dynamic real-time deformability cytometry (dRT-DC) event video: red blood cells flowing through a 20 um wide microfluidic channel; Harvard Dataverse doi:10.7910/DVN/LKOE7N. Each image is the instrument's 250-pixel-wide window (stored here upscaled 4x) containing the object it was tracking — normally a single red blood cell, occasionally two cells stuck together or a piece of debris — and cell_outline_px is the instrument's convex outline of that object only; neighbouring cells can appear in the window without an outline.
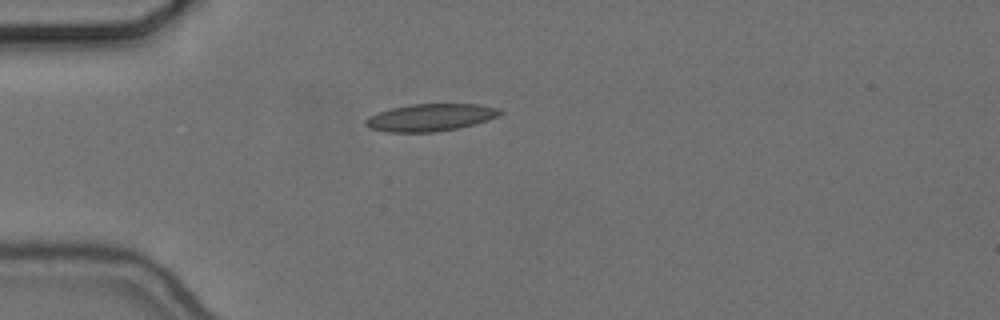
{"species": "common noctule bat (a hibernating species)", "species_latin": "Nyctalus noctula", "temperature_condition": "cold", "stored_images_in_passage": 42, "camera_frame_rate_fps": 3000, "um_per_image_px": 0.085, "animal": {"sex": "female", "body_mass_g": 24.6, "forearm_length_mm": 56.2}, "frame": {"image": 1, "passage_image": 1, "time_ms": 0.0, "image_size_px": [1000, 320], "cell_outline_px": [[504, 112], [488, 120], [460, 128], [436, 132], [388, 132], [368, 128], [364, 124], [364, 120], [368, 116], [392, 108], [408, 104], [480, 104], [496, 108]], "centroid_in_image_um": [36.56, 9.99], "position_along_channel_um": 48.4, "area_um2": 21.44}}
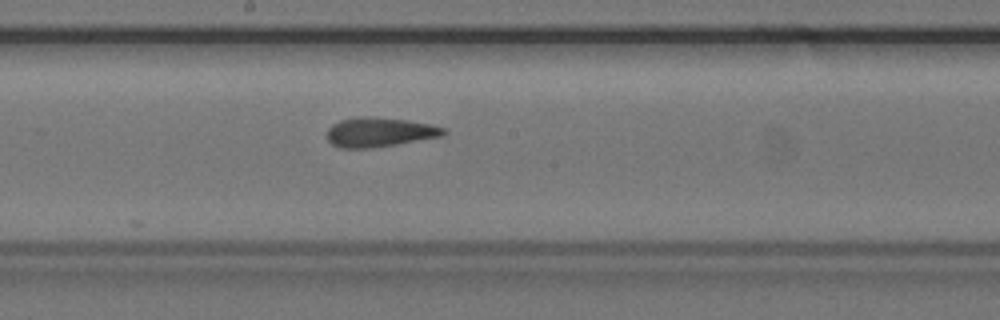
{"frame": {"image": 2, "passage_image": 16, "time_ms": 5.0, "image_size_px": [1000, 320], "cell_outline_px": [[448, 132], [444, 136], [396, 144], [368, 148], [340, 148], [332, 144], [328, 140], [328, 128], [332, 124], [340, 120], [360, 116], [372, 116], [408, 120], [428, 124], [444, 128]], "centroid_in_image_um": [32.26, 11.22], "position_along_channel_um": 215.9, "area_um2": 20.0}}
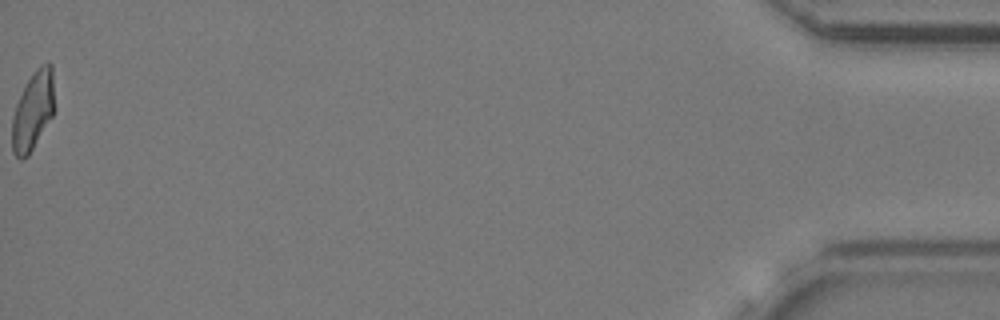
{"frame": {"image": 3, "passage_image": 42, "time_ms": 13.667, "image_size_px": [1000, 320], "cell_outline_px": [[56, 108], [52, 116], [28, 156], [24, 160], [20, 160], [12, 152], [12, 116], [16, 104], [28, 80], [36, 68], [40, 64], [48, 60], [52, 64]], "centroid_in_image_um": [2.83, 9.39], "position_along_channel_um": 432.4, "area_um2": 19.83}, "authors_computed_cell_mechanics": {"area_um2": 19.7676, "velocity_mm_per_s": 3.6699, "shape_relaxation_time_tau1_ms": 5.071, "shape_relaxation_time_tau2_ms": 2.1393, "deformation_change_tau1": 0.1547, "deformation_change_tau2": 0.1131}}